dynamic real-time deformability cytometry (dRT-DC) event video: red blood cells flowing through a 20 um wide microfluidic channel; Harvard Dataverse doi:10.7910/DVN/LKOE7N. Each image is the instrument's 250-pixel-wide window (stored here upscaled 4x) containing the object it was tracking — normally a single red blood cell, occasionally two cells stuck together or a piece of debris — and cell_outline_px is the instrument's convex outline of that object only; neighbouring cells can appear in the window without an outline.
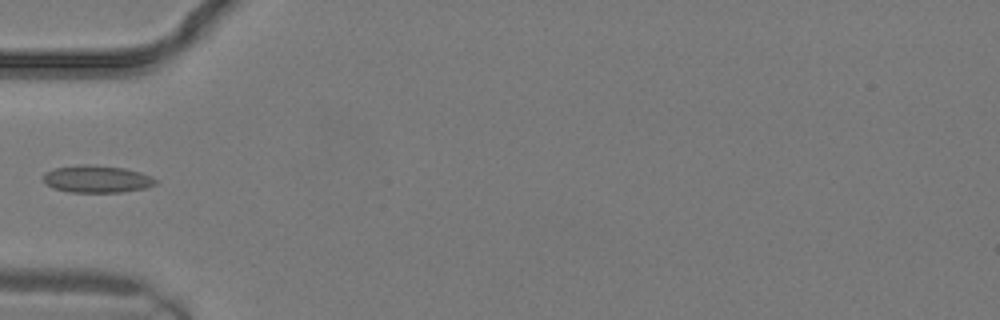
{"species": "common noctule bat (a hibernating species)", "species_latin": "Nyctalus noctula", "temperature_condition": "warm", "stored_images_in_passage": 10, "camera_frame_rate_fps": 3000, "um_per_image_px": 0.085, "animal": {"sex": "male", "body_mass_g": 19.2, "forearm_length_mm": 51.8}, "frame": {"image": 1, "passage_image": 7, "time_ms": 2.0, "image_size_px": [1000, 320], "cell_outline_px": [[160, 180], [156, 184], [144, 188], [120, 192], [72, 192], [52, 188], [44, 180], [44, 172], [56, 168], [80, 164], [88, 164], [124, 168], [140, 172], [152, 176]], "centroid_in_image_um": [8.27, 15.21], "position_along_channel_um": 76.7, "area_um2": 17.8}}
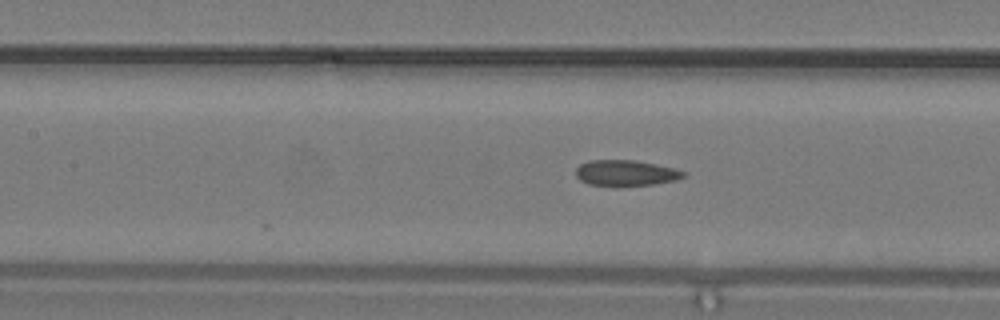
{"frame": {"image": 2, "passage_image": 10, "time_ms": 3.0, "image_size_px": [1000, 320], "cell_outline_px": [[684, 176], [676, 180], [652, 184], [588, 184], [580, 180], [576, 176], [576, 168], [580, 164], [588, 160], [636, 160], [656, 164], [672, 168], [684, 172]], "centroid_in_image_um": [53.15, 14.67], "position_along_channel_um": 154.2, "area_um2": 15.61}}